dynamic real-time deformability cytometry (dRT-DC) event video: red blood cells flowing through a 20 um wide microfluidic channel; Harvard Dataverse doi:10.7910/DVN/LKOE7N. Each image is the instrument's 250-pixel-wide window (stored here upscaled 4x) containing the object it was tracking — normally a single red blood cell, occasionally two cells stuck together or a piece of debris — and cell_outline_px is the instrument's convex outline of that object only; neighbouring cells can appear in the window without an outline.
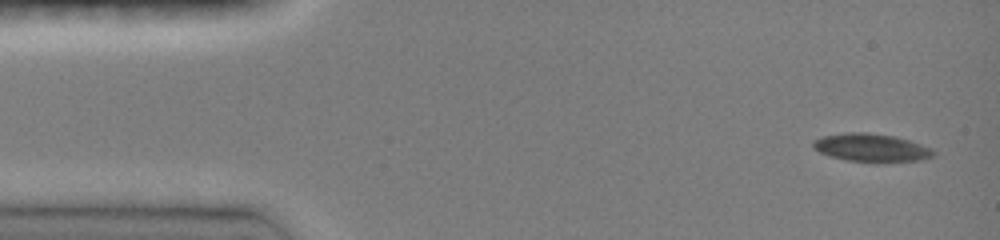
{"species": "common noctule bat (a hibernating species)", "species_latin": "Nyctalus noctula", "temperature_condition": "room temperature", "stored_images_in_passage": 7, "camera_frame_rate_fps": 3000, "um_per_image_px": 0.085, "animal": {"sex": "female", "body_mass_g": 19.0, "forearm_length_mm": 51.5}, "frame": {"image": 1, "passage_image": 1, "time_ms": 0.0, "image_size_px": [1000, 240], "cell_outline_px": [[936, 156], [920, 160], [848, 160], [832, 156], [820, 152], [812, 148], [812, 140], [824, 136], [848, 132], [868, 132], [896, 136], [932, 148], [936, 152]], "centroid_in_image_um": [74.06, 12.51], "position_along_channel_um": 10.9, "area_um2": 19.13}}
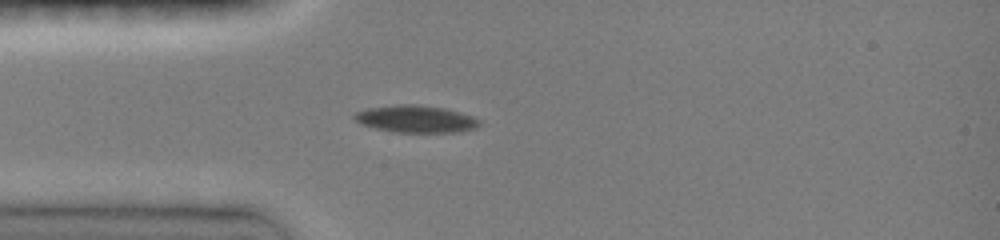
{"frame": {"image": 2, "passage_image": 6, "time_ms": 3.333, "image_size_px": [1000, 240], "cell_outline_px": [[480, 124], [476, 128], [460, 132], [392, 132], [360, 124], [352, 116], [356, 112], [364, 108], [396, 104], [416, 104], [444, 108], [472, 116], [480, 120]], "centroid_in_image_um": [35.31, 10.11], "position_along_channel_um": 49.7, "area_um2": 19.94}}